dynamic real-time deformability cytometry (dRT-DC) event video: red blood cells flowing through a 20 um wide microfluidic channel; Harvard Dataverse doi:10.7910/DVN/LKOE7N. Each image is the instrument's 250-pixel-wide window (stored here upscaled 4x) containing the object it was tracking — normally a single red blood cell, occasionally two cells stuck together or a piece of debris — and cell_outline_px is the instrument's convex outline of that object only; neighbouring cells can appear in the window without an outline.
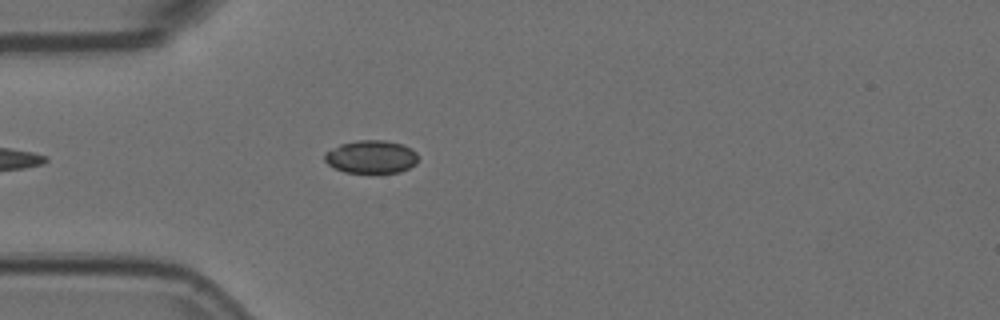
{"species": "Egyptian fruit bat (a non-hibernating species)", "species_latin": "Rousettus aegyptiacus", "temperature_condition": "room temperature", "stored_images_in_passage": 20, "camera_frame_rate_fps": 3000, "um_per_image_px": 0.085, "animal": {"sex": "female"}, "frame": {"image": 1, "passage_image": 6, "time_ms": 1.667, "image_size_px": [1000, 320], "cell_outline_px": [[416, 164], [400, 172], [344, 172], [332, 168], [324, 160], [324, 152], [340, 144], [360, 140], [384, 140], [400, 144], [412, 148], [416, 152]], "centroid_in_image_um": [31.51, 13.33], "position_along_channel_um": 53.5, "area_um2": 17.92}}
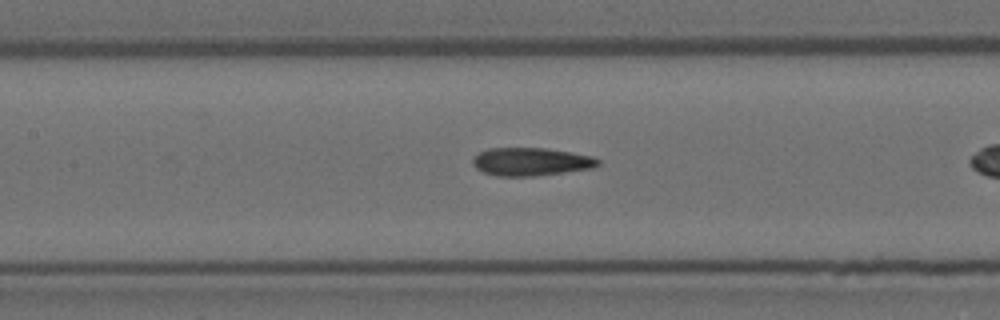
{"frame": {"image": 2, "passage_image": 12, "time_ms": 3.667, "image_size_px": [1000, 320], "cell_outline_px": [[600, 164], [592, 168], [564, 172], [532, 176], [496, 176], [484, 172], [476, 168], [472, 164], [472, 156], [476, 152], [488, 148], [548, 148], [572, 152], [592, 156], [600, 160]], "centroid_in_image_um": [45.09, 13.73], "position_along_channel_um": 162.3, "area_um2": 20.69}}
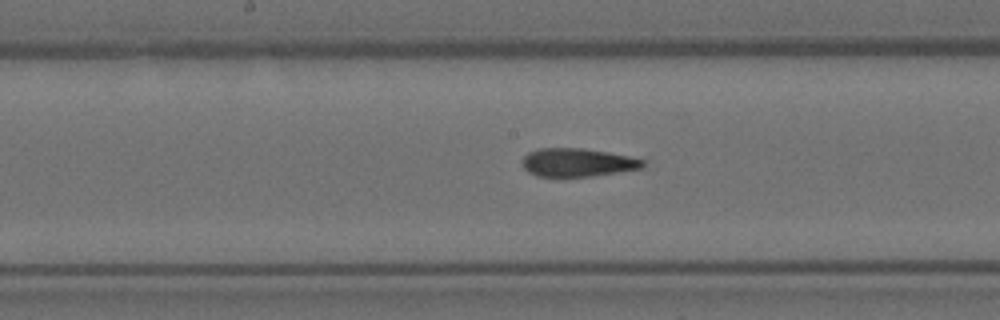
{"frame": {"image": 3, "passage_image": 15, "time_ms": 4.667, "image_size_px": [1000, 320], "cell_outline_px": [[644, 168], [592, 176], [536, 176], [528, 172], [524, 168], [524, 156], [528, 152], [540, 148], [584, 148], [608, 152], [628, 156], [644, 160]], "centroid_in_image_um": [49.1, 13.8], "position_along_channel_um": 199.1, "area_um2": 19.77}}